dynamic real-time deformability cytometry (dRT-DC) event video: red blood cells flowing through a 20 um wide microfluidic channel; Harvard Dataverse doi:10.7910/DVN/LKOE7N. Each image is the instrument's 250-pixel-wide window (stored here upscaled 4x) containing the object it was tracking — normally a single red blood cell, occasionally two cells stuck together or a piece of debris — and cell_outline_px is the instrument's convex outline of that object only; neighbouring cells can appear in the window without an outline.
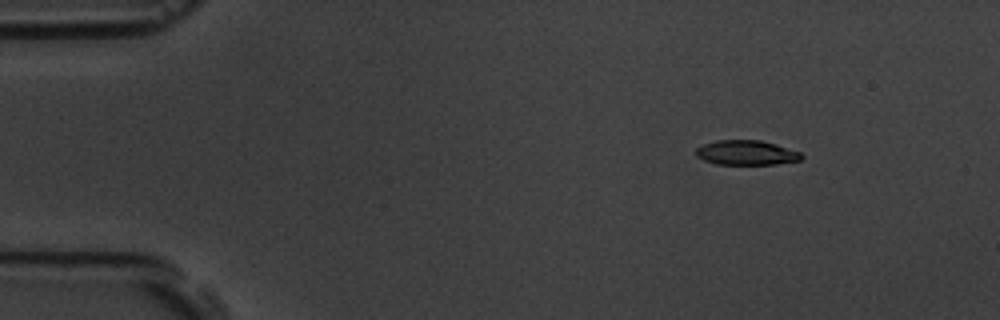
{"species": "common noctule bat (a hibernating species)", "species_latin": "Nyctalus noctula", "temperature_condition": "room temperature", "stored_images_in_passage": 4, "camera_frame_rate_fps": 3000, "um_per_image_px": 0.085, "animal": {"sex": "male", "body_mass_g": 19.5, "forearm_length_mm": 54.6}, "frame": {"image": 1, "passage_image": 2, "time_ms": 1.333, "image_size_px": [1000, 320], "cell_outline_px": [[804, 156], [800, 160], [776, 164], [716, 164], [704, 160], [696, 156], [696, 148], [704, 144], [716, 140], [760, 140], [776, 144], [800, 152]], "centroid_in_image_um": [63.44, 12.98], "position_along_channel_um": 21.6, "area_um2": 15.14}}
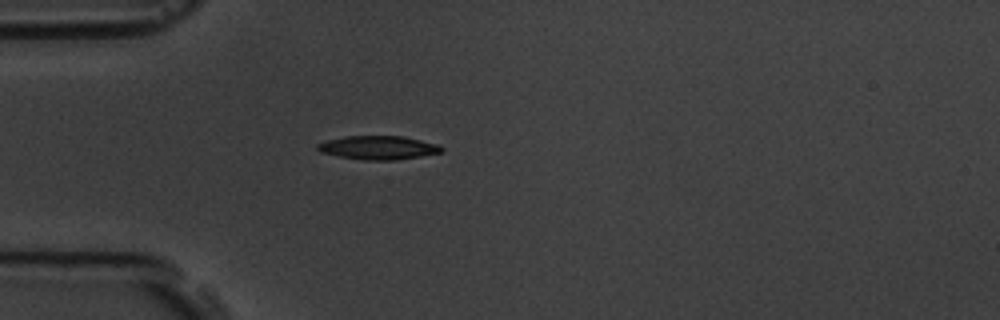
{"frame": {"image": 2, "passage_image": 4, "time_ms": 4.333, "image_size_px": [1000, 320], "cell_outline_px": [[444, 152], [396, 160], [364, 160], [340, 156], [320, 152], [316, 148], [316, 144], [328, 140], [344, 136], [404, 136], [440, 144], [444, 148]], "centroid_in_image_um": [32.2, 12.54], "position_along_channel_um": 52.8, "area_um2": 17.22}}